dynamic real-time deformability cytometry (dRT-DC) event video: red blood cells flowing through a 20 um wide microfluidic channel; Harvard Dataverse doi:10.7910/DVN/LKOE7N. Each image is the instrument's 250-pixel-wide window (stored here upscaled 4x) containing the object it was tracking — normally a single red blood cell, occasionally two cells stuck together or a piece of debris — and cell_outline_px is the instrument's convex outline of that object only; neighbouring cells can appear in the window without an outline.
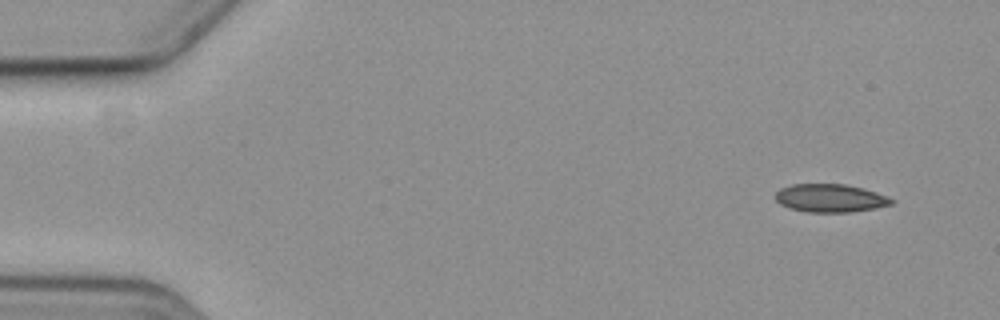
{"species": "common noctule bat (a hibernating species)", "species_latin": "Nyctalus noctula", "temperature_condition": "cold", "stored_images_in_passage": 10, "camera_frame_rate_fps": 3000, "um_per_image_px": 0.085, "animal": {"sex": "female", "body_mass_g": 19.3, "forearm_length_mm": 54.1}, "frame": {"image": 1, "passage_image": 1, "time_ms": 0.0, "image_size_px": [1000, 320], "cell_outline_px": [[896, 200], [892, 204], [872, 208], [848, 212], [808, 212], [792, 208], [780, 204], [776, 200], [776, 192], [780, 188], [792, 184], [844, 184], [876, 192]], "centroid_in_image_um": [70.55, 16.83], "position_along_channel_um": 14.4, "area_um2": 18.73}}
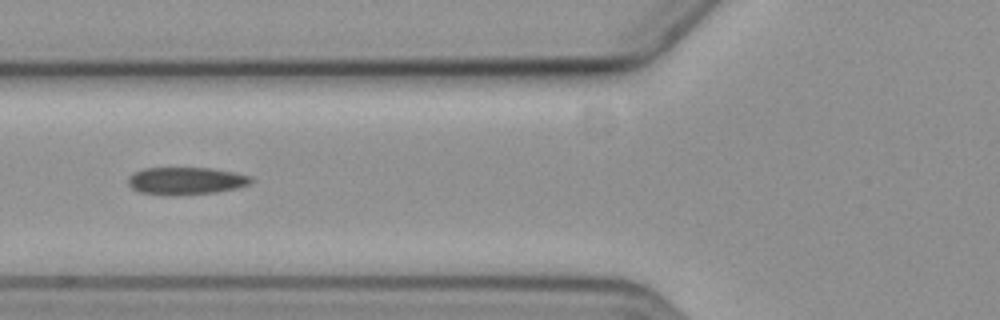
{"frame": {"image": 2, "passage_image": 5, "time_ms": 6.0, "image_size_px": [1000, 320], "cell_outline_px": [[252, 180], [248, 184], [236, 188], [216, 192], [176, 196], [164, 196], [140, 192], [132, 188], [128, 184], [128, 176], [132, 172], [144, 168], [212, 168], [236, 172], [252, 176]], "centroid_in_image_um": [15.77, 15.38], "position_along_channel_um": 110.0, "area_um2": 20.0}}
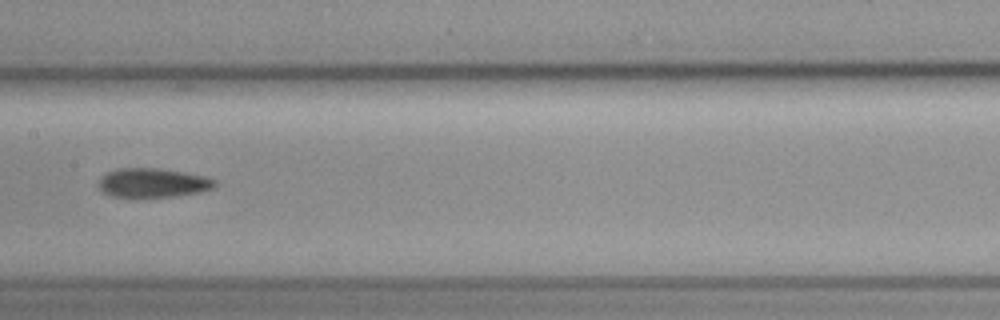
{"frame": {"image": 3, "passage_image": 7, "time_ms": 8.333, "image_size_px": [1000, 320], "cell_outline_px": [[216, 184], [212, 188], [200, 192], [176, 196], [136, 200], [128, 200], [112, 196], [100, 192], [96, 184], [100, 176], [108, 172], [120, 168], [160, 168], [208, 176], [216, 180]], "centroid_in_image_um": [12.91, 15.59], "position_along_channel_um": 194.5, "area_um2": 20.92}}